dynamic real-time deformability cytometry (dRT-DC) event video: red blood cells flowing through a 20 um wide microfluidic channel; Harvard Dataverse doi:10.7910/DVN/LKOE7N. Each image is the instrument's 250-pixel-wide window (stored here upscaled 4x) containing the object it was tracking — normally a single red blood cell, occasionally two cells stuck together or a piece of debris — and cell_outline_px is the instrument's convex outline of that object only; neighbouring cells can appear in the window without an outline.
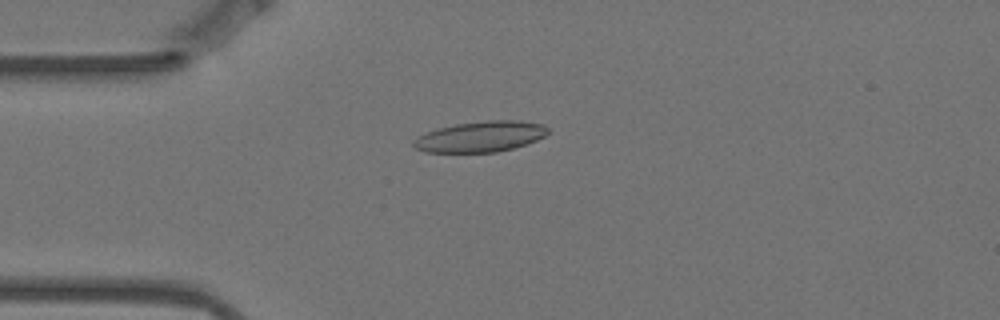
{"species": "Egyptian fruit bat (a non-hibernating species)", "species_latin": "Rousettus aegyptiacus", "temperature_condition": "warm", "stored_images_in_passage": 7, "camera_frame_rate_fps": 3000, "um_per_image_px": 0.085, "animal": {"sex": "female"}, "frame": {"image": 1, "passage_image": 3, "time_ms": 0.667, "image_size_px": [1000, 320], "cell_outline_px": [[548, 132], [544, 136], [536, 140], [512, 148], [496, 152], [424, 152], [416, 148], [412, 144], [412, 140], [428, 132], [440, 128], [456, 124], [488, 120], [520, 120], [544, 124], [548, 128]], "centroid_in_image_um": [40.86, 11.61], "position_along_channel_um": 44.1, "area_um2": 23.81}}
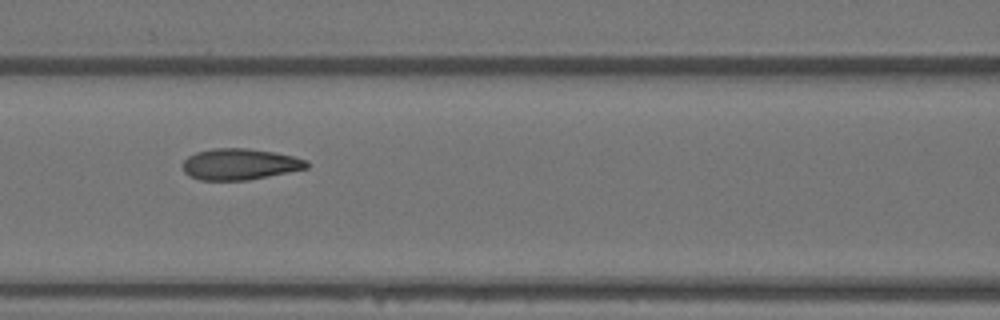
{"frame": {"image": 2, "passage_image": 6, "time_ms": 1.667, "image_size_px": [1000, 320], "cell_outline_px": [[308, 168], [248, 180], [200, 180], [188, 176], [184, 172], [180, 164], [188, 156], [196, 152], [212, 148], [248, 148], [272, 152], [292, 156], [308, 160]], "centroid_in_image_um": [20.33, 13.96], "position_along_channel_um": 146.3, "area_um2": 22.66}}
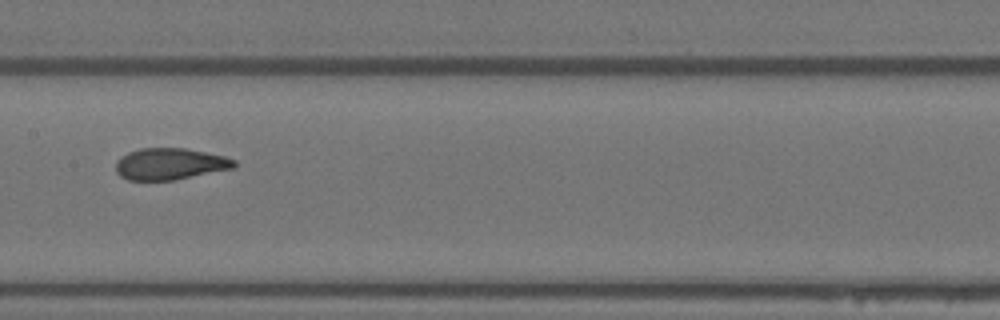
{"frame": {"image": 3, "passage_image": 7, "time_ms": 2.0, "image_size_px": [1000, 320], "cell_outline_px": [[236, 168], [176, 180], [128, 180], [120, 176], [116, 172], [116, 160], [120, 156], [128, 152], [140, 148], [184, 148], [224, 156], [236, 160]], "centroid_in_image_um": [14.45, 13.94], "position_along_channel_um": 193.0, "area_um2": 22.02}}